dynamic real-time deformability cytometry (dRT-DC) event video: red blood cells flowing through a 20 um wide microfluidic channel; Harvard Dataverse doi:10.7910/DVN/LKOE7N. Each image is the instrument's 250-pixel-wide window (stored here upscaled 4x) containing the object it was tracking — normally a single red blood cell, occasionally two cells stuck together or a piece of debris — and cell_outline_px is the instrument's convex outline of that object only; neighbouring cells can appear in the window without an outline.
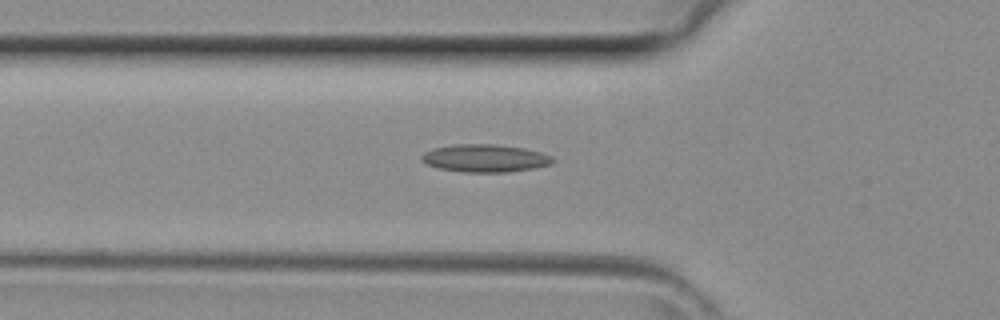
{"species": "common noctule bat (a hibernating species)", "species_latin": "Nyctalus noctula", "temperature_condition": "room temperature", "stored_images_in_passage": 27, "camera_frame_rate_fps": 3000, "um_per_image_px": 0.085, "animal": {"sex": "female", "body_mass_g": 29.2, "forearm_length_mm": 56.3}, "frame": {"image": 1, "passage_image": 3, "time_ms": 0.667, "image_size_px": [1000, 320], "cell_outline_px": [[552, 164], [532, 168], [508, 172], [464, 172], [440, 168], [428, 164], [420, 160], [420, 156], [424, 152], [432, 148], [452, 144], [496, 144], [524, 148], [540, 152], [552, 156]], "centroid_in_image_um": [41.19, 13.44], "position_along_channel_um": 84.6, "area_um2": 21.15}}
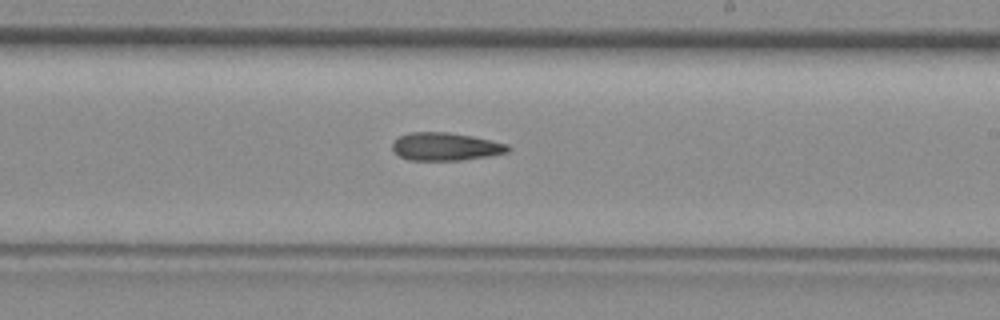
{"frame": {"image": 2, "passage_image": 13, "time_ms": 4.0, "image_size_px": [1000, 320], "cell_outline_px": [[512, 148], [508, 152], [488, 156], [460, 160], [408, 160], [400, 156], [392, 148], [392, 144], [400, 136], [408, 132], [448, 132], [472, 136], [492, 140], [508, 144]], "centroid_in_image_um": [37.9, 12.45], "position_along_channel_um": 251.1, "area_um2": 18.79}}
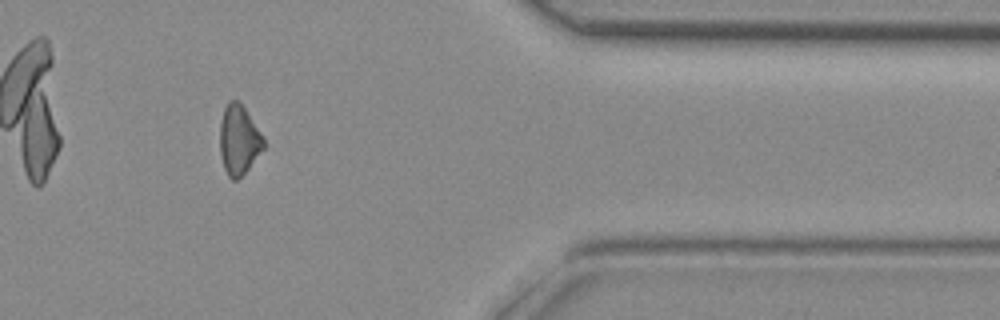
{"frame": {"image": 3, "passage_image": 23, "time_ms": 7.333, "image_size_px": [1000, 320], "cell_outline_px": [[264, 148], [248, 168], [236, 180], [232, 180], [228, 176], [224, 168], [220, 152], [220, 124], [224, 108], [228, 100], [236, 100], [244, 108], [264, 136]], "centroid_in_image_um": [20.29, 11.88], "position_along_channel_um": 391.1, "area_um2": 17.51}}